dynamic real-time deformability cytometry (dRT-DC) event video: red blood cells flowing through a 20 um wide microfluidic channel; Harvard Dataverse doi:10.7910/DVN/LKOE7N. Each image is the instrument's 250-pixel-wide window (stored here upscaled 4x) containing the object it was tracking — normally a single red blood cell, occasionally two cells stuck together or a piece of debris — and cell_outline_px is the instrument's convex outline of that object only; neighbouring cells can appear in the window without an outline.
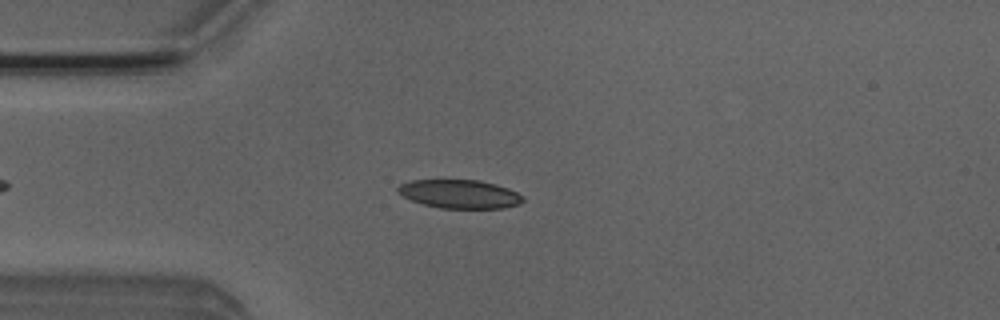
{"species": "Egyptian fruit bat (a non-hibernating species)", "species_latin": "Rousettus aegyptiacus", "temperature_condition": "room temperature", "stored_images_in_passage": 21, "camera_frame_rate_fps": 3000, "um_per_image_px": 0.085, "animal": {"sex": "male"}, "frame": {"image": 1, "passage_image": 10, "time_ms": 3.0, "image_size_px": [1000, 320], "cell_outline_px": [[524, 200], [520, 204], [504, 208], [440, 208], [424, 204], [412, 200], [396, 192], [396, 188], [400, 184], [412, 180], [480, 180], [496, 184], [508, 188], [524, 196]], "centroid_in_image_um": [39.09, 16.49], "position_along_channel_um": 45.9, "area_um2": 20.87}}
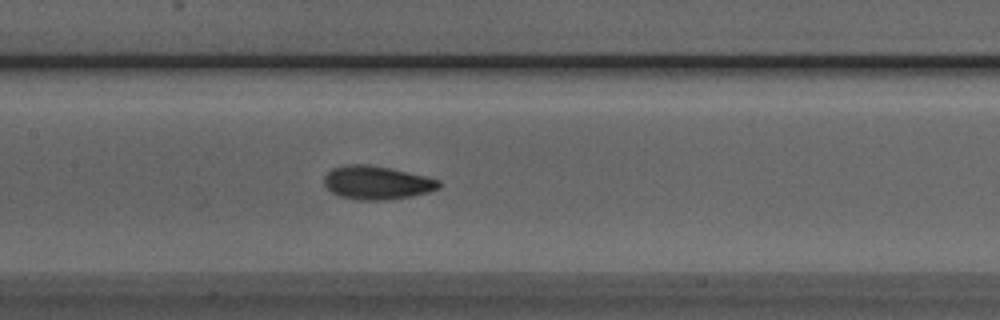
{"frame": {"image": 2, "passage_image": 21, "time_ms": 6.667, "image_size_px": [1000, 320], "cell_outline_px": [[440, 188], [428, 192], [408, 196], [384, 200], [356, 200], [336, 196], [324, 184], [324, 176], [332, 168], [348, 164], [368, 164], [428, 176], [440, 180]], "centroid_in_image_um": [32.01, 15.52], "position_along_channel_um": 175.4, "area_um2": 22.43}}